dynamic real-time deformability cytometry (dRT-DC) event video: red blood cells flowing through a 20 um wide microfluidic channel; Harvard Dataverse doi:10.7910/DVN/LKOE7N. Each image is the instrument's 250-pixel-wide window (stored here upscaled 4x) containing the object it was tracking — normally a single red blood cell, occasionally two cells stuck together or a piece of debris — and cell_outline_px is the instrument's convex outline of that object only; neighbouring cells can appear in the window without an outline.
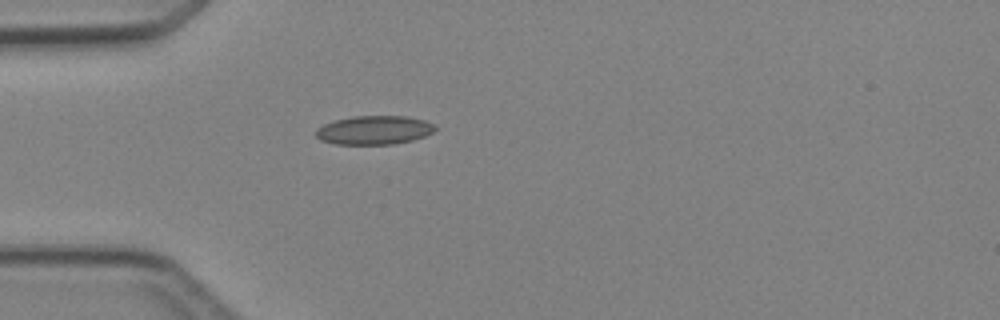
{"species": "Egyptian fruit bat (a non-hibernating species)", "species_latin": "Rousettus aegyptiacus", "temperature_condition": "cold", "stored_images_in_passage": 1, "camera_frame_rate_fps": 3000, "um_per_image_px": 0.085, "animal": {"sex": "female"}, "frame": {"image": 1, "passage_image": 1, "time_ms": 0.0, "image_size_px": [1000, 320], "cell_outline_px": [[436, 128], [432, 132], [424, 136], [412, 140], [392, 144], [336, 144], [320, 140], [316, 136], [316, 128], [324, 124], [336, 120], [352, 116], [408, 116], [424, 120], [432, 124]], "centroid_in_image_um": [31.78, 11.05], "position_along_channel_um": 53.2, "area_um2": 19.88}}